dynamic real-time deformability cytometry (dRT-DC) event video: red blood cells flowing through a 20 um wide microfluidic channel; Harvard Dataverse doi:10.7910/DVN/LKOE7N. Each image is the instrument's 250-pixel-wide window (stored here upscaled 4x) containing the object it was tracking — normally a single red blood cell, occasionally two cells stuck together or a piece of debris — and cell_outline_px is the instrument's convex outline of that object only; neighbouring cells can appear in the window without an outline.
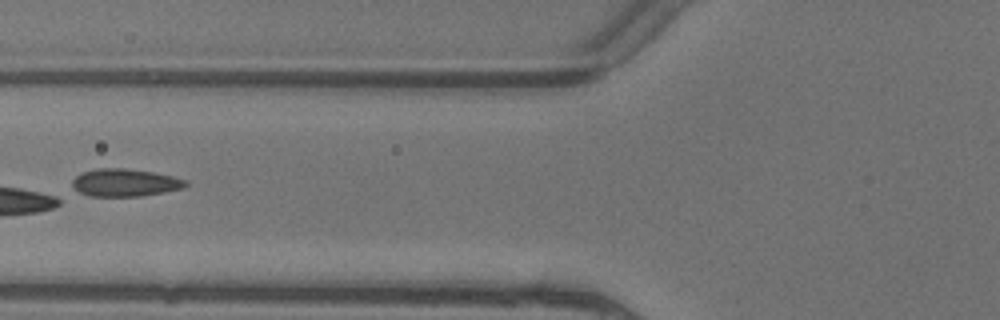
{"species": "common noctule bat (a hibernating species)", "species_latin": "Nyctalus noctula", "temperature_condition": "warm", "stored_images_in_passage": 5, "camera_frame_rate_fps": 3000, "um_per_image_px": 0.085, "animal": {"sex": "female"}, "frame": {"image": 1, "passage_image": 5, "time_ms": 1.333, "image_size_px": [1000, 320], "cell_outline_px": [[188, 184], [184, 188], [164, 192], [140, 196], [88, 196], [72, 188], [72, 180], [76, 176], [84, 172], [96, 168], [124, 168], [152, 172], [172, 176], [184, 180]], "centroid_in_image_um": [10.59, 15.53], "position_along_channel_um": 115.2, "area_um2": 18.15}}